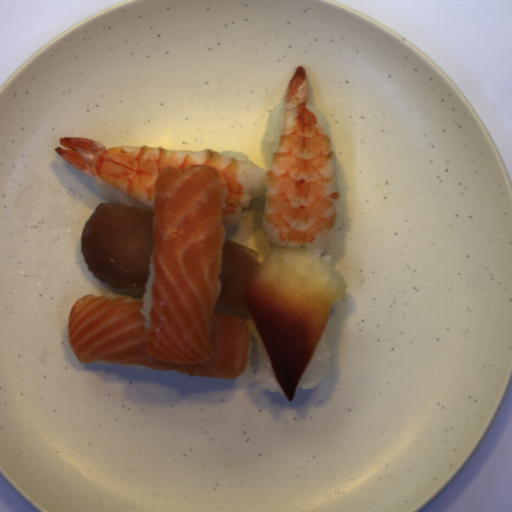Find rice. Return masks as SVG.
<instances>
[{"label": "rice", "mask_w": 512, "mask_h": 512, "mask_svg": "<svg viewBox=\"0 0 512 512\" xmlns=\"http://www.w3.org/2000/svg\"><path fill=\"white\" fill-rule=\"evenodd\" d=\"M247 321V357L252 356L254 348L258 353L259 361L255 374L253 375L255 386L258 390L272 394L285 395L273 366L268 357L259 330L253 319Z\"/></svg>", "instance_id": "652b925c"}, {"label": "rice", "mask_w": 512, "mask_h": 512, "mask_svg": "<svg viewBox=\"0 0 512 512\" xmlns=\"http://www.w3.org/2000/svg\"><path fill=\"white\" fill-rule=\"evenodd\" d=\"M330 364V342L326 324L315 351L296 387L305 392L315 389L324 378Z\"/></svg>", "instance_id": "023b6e5f"}, {"label": "rice", "mask_w": 512, "mask_h": 512, "mask_svg": "<svg viewBox=\"0 0 512 512\" xmlns=\"http://www.w3.org/2000/svg\"><path fill=\"white\" fill-rule=\"evenodd\" d=\"M309 251L312 252L313 254H315L316 256H318L319 258H321L322 260H324L330 266L333 257L330 256L329 254L328 255H323L324 252H325L324 248L323 249H316V250H309Z\"/></svg>", "instance_id": "e3fd555f"}, {"label": "rice", "mask_w": 512, "mask_h": 512, "mask_svg": "<svg viewBox=\"0 0 512 512\" xmlns=\"http://www.w3.org/2000/svg\"><path fill=\"white\" fill-rule=\"evenodd\" d=\"M154 254H155V238L153 241L150 260H149V264H148V275H147V280H146L145 287H144V295L141 296L143 304L139 311L144 319V321H143L144 332L150 326V313H151V309H152V279H153Z\"/></svg>", "instance_id": "acb35da6"}, {"label": "rice", "mask_w": 512, "mask_h": 512, "mask_svg": "<svg viewBox=\"0 0 512 512\" xmlns=\"http://www.w3.org/2000/svg\"><path fill=\"white\" fill-rule=\"evenodd\" d=\"M285 120L286 101L285 96H282L280 101L270 111L264 122L266 142L269 148L271 161L277 152Z\"/></svg>", "instance_id": "8eca5e8b"}, {"label": "rice", "mask_w": 512, "mask_h": 512, "mask_svg": "<svg viewBox=\"0 0 512 512\" xmlns=\"http://www.w3.org/2000/svg\"><path fill=\"white\" fill-rule=\"evenodd\" d=\"M220 154H222L223 156L227 157V158H235L239 161H246V160H250L251 159L246 155V154H243V153H240V152H235V151H223V152H218Z\"/></svg>", "instance_id": "b023fe2a"}]
</instances>
